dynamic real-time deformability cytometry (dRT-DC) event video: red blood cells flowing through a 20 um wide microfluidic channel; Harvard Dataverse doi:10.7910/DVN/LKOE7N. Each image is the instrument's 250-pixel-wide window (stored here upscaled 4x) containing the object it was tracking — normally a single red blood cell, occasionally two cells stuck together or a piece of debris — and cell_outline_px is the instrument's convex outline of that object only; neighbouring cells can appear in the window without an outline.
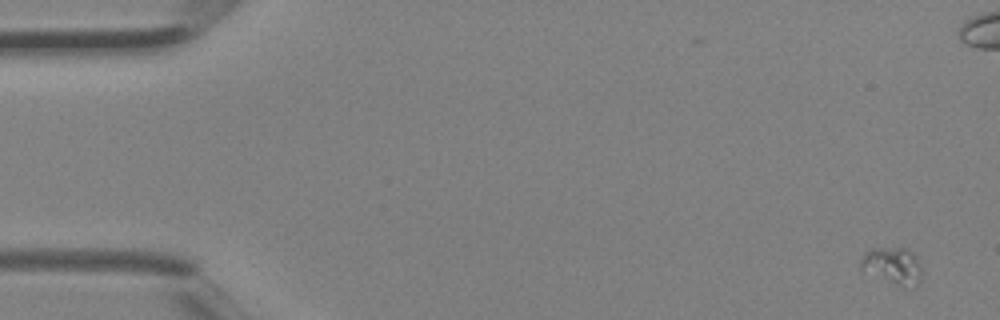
{"species": "Egyptian fruit bat (a non-hibernating species)", "species_latin": "Rousettus aegyptiacus", "temperature_condition": "room temperature", "stored_images_in_passage": 5, "camera_frame_rate_fps": 3000, "um_per_image_px": 0.085, "animal": {"sex": "female"}, "frame": {"image": 1, "passage_image": 1, "time_ms": 0.0, "image_size_px": [1000, 320], "cell_outline_px": [[924, 272], [920, 284], [916, 288], [896, 284], [860, 272], [860, 260], [864, 252], [872, 248], [904, 248], [912, 252], [916, 256]], "centroid_in_image_um": [75.88, 22.61], "position_along_channel_um": 9.1, "area_um2": 13.7}}